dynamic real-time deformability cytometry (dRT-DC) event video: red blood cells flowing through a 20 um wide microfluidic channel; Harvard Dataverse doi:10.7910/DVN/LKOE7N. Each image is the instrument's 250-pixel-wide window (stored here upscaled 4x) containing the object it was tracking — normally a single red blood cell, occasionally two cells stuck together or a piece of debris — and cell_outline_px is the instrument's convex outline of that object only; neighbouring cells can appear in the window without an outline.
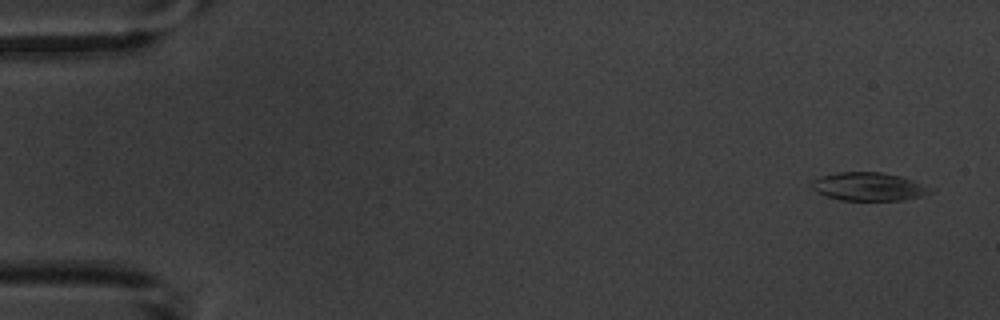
{"species": "common noctule bat (a hibernating species)", "species_latin": "Nyctalus noctula", "temperature_condition": "warm", "stored_images_in_passage": 6, "camera_frame_rate_fps": 3000, "um_per_image_px": 0.085, "animal": {"sex": "male", "body_mass_g": 20.1, "forearm_length_mm": 53.5}, "frame": {"image": 1, "passage_image": 1, "time_ms": 0.0, "image_size_px": [1000, 320], "cell_outline_px": [[936, 188], [932, 192], [920, 196], [904, 200], [840, 200], [816, 192], [808, 184], [812, 180], [820, 176], [836, 172], [880, 172], [900, 176]], "centroid_in_image_um": [73.83, 15.85], "position_along_channel_um": 11.2, "area_um2": 19.71}}